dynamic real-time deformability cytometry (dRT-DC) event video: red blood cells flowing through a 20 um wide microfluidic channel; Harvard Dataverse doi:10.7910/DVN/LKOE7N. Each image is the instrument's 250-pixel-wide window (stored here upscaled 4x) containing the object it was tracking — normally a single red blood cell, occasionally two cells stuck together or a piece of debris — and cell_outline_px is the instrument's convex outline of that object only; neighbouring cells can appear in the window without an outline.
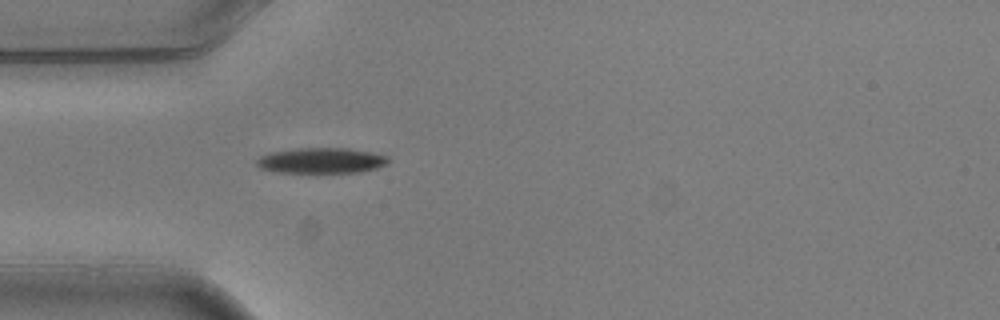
{"species": "common noctule bat (a hibernating species)", "species_latin": "Nyctalus noctula", "temperature_condition": "warm", "stored_images_in_passage": 4, "camera_frame_rate_fps": 3000, "um_per_image_px": 0.085, "animal": {"sex": "male", "body_mass_g": 20.5, "forearm_length_mm": 52.5}, "frame": {"image": 1, "passage_image": 4, "time_ms": 1.0, "image_size_px": [1000, 320], "cell_outline_px": [[388, 164], [376, 168], [360, 172], [276, 172], [260, 168], [256, 164], [256, 160], [260, 156], [272, 152], [300, 148], [348, 148], [372, 152], [388, 156]], "centroid_in_image_um": [27.33, 13.64], "position_along_channel_um": 57.7, "area_um2": 19.48}}